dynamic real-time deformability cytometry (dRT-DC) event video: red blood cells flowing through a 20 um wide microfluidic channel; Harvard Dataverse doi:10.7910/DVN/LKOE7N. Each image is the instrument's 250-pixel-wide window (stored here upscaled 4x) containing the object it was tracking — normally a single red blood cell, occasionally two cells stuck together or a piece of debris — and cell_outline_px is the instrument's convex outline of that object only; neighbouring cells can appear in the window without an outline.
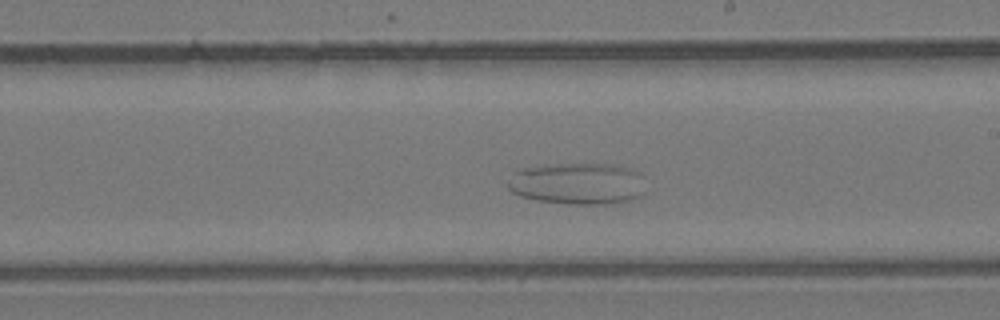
{"species": "common noctule bat (a hibernating species)", "species_latin": "Nyctalus noctula", "temperature_condition": "room temperature", "stored_images_in_passage": 42, "camera_frame_rate_fps": 3000, "um_per_image_px": 0.085, "animal": {"sex": "female", "body_mass_g": 24.6, "forearm_length_mm": 56.2}, "frame": {"image": 1, "passage_image": 24, "time_ms": 7.667, "image_size_px": [1000, 320], "cell_outline_px": [[644, 192], [640, 196], [632, 200], [612, 204], [568, 204], [536, 200], [520, 196], [512, 192], [508, 188], [508, 180], [516, 168], [552, 164], [612, 164], [628, 168], [640, 172]], "centroid_in_image_um": [49.06, 15.61], "position_along_channel_um": 239.9, "area_um2": 33.87}}